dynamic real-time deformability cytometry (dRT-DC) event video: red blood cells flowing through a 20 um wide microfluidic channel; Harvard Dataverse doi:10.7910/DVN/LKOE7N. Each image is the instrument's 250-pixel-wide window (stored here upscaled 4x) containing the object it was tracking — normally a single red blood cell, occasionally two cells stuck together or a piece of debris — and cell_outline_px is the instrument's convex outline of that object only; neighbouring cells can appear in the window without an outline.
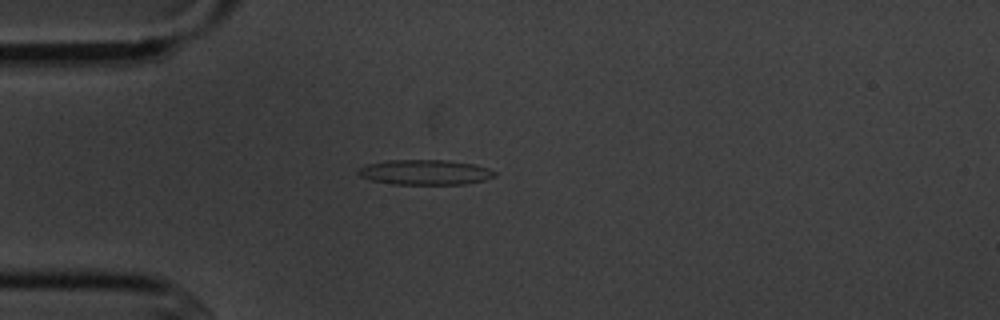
{"species": "common noctule bat (a hibernating species)", "species_latin": "Nyctalus noctula", "temperature_condition": "cold", "stored_images_in_passage": 5, "camera_frame_rate_fps": 3000, "um_per_image_px": 0.085, "animal": {"sex": "male", "body_mass_g": 20.1, "forearm_length_mm": 53.5}, "frame": {"image": 1, "passage_image": 4, "time_ms": 3.667, "image_size_px": [1000, 320], "cell_outline_px": [[496, 176], [484, 180], [464, 184], [392, 184], [372, 180], [360, 176], [356, 172], [364, 164], [388, 160], [448, 160], [472, 164], [488, 168], [496, 172]], "centroid_in_image_um": [36.11, 14.64], "position_along_channel_um": 48.9, "area_um2": 19.94}}